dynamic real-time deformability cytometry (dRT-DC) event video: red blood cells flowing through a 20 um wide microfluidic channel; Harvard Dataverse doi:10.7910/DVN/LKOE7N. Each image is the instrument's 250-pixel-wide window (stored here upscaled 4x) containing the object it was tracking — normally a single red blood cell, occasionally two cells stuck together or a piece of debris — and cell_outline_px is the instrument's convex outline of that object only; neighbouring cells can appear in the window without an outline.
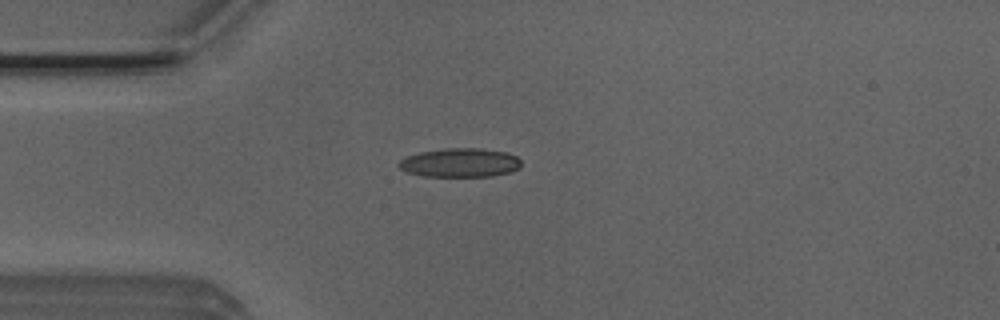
{"species": "Egyptian fruit bat (a non-hibernating species)", "species_latin": "Rousettus aegyptiacus", "temperature_condition": "room temperature", "stored_images_in_passage": 45, "camera_frame_rate_fps": 3000, "um_per_image_px": 0.085, "animal": {"sex": "male"}, "frame": {"image": 1, "passage_image": 6, "time_ms": 1.667, "image_size_px": [1000, 320], "cell_outline_px": [[520, 168], [508, 172], [492, 176], [420, 176], [408, 172], [400, 168], [396, 164], [400, 160], [408, 156], [420, 152], [444, 148], [480, 148], [508, 152], [516, 156], [520, 160]], "centroid_in_image_um": [39.1, 13.82], "position_along_channel_um": 45.9, "area_um2": 20.63}}
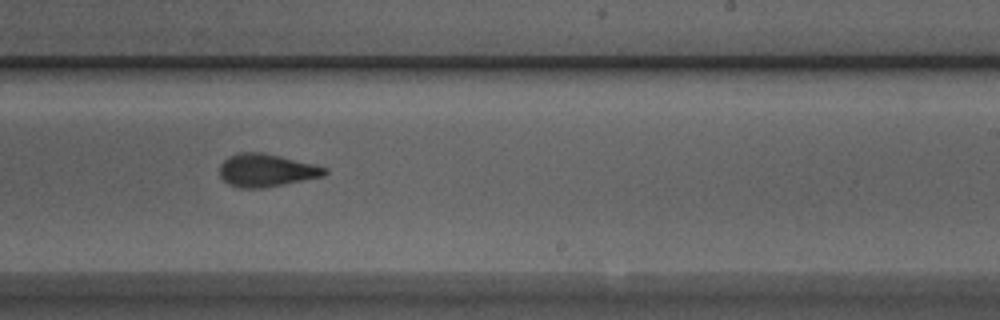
{"frame": {"image": 2, "passage_image": 24, "time_ms": 7.667, "image_size_px": [1000, 320], "cell_outline_px": [[328, 172], [324, 176], [284, 184], [260, 188], [240, 188], [228, 184], [220, 176], [220, 164], [228, 156], [240, 152], [260, 152], [280, 156], [328, 168]], "centroid_in_image_um": [22.62, 14.48], "position_along_channel_um": 266.4, "area_um2": 20.0}}
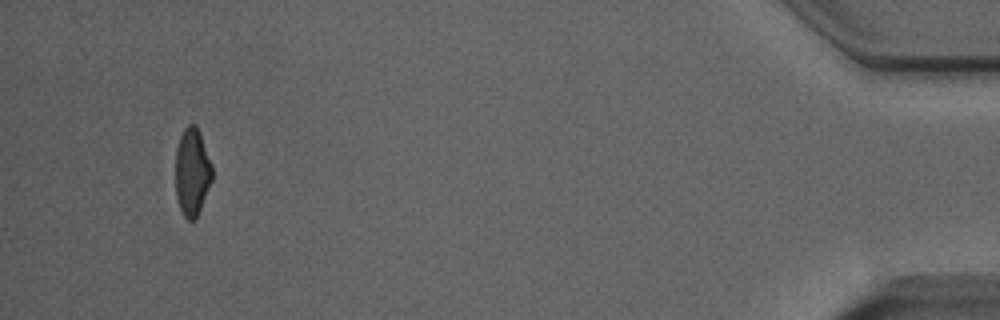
{"frame": {"image": 3, "passage_image": 42, "time_ms": 13.667, "image_size_px": [1000, 320], "cell_outline_px": [[212, 180], [196, 220], [188, 220], [184, 216], [180, 208], [176, 196], [176, 148], [180, 136], [184, 128], [188, 124], [196, 124], [200, 132], [212, 164]], "centroid_in_image_um": [16.34, 14.6], "position_along_channel_um": 418.9, "area_um2": 18.84}, "authors_computed_cell_mechanics": {"area_um2": 19.8832, "velocity_mm_per_s": 3.9094, "shape_relaxation_time_tau1_ms": 5.0465, "shape_relaxation_time_tau2_ms": 1.818, "deformation_change_tau1": 0.1618, "deformation_change_tau2": 0.1035}}